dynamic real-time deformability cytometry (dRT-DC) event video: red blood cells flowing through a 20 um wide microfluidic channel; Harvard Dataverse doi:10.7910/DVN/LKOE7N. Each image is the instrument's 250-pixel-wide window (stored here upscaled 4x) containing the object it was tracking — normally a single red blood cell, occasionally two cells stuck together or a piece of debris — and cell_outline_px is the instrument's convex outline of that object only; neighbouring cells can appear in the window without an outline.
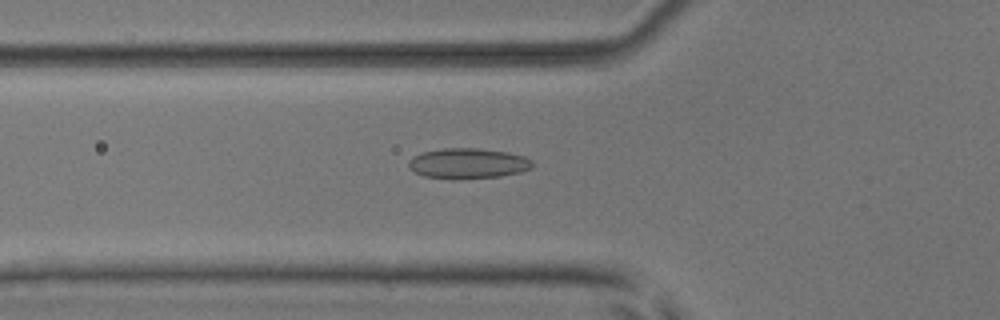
{"species": "common noctule bat (a hibernating species)", "species_latin": "Nyctalus noctula", "temperature_condition": "room temperature", "stored_images_in_passage": 53, "camera_frame_rate_fps": 3000, "um_per_image_px": 0.085, "animal": {"sex": "male", "body_mass_g": 17.9, "forearm_length_mm": 54.2}, "frame": {"image": 1, "passage_image": 19, "time_ms": 6.0, "image_size_px": [1000, 320], "cell_outline_px": [[536, 164], [532, 168], [520, 172], [500, 176], [452, 180], [424, 176], [408, 168], [408, 160], [412, 156], [420, 152], [444, 148], [476, 148], [508, 152], [524, 156], [532, 160]], "centroid_in_image_um": [39.76, 13.89], "position_along_channel_um": 86.0, "area_um2": 22.31}}
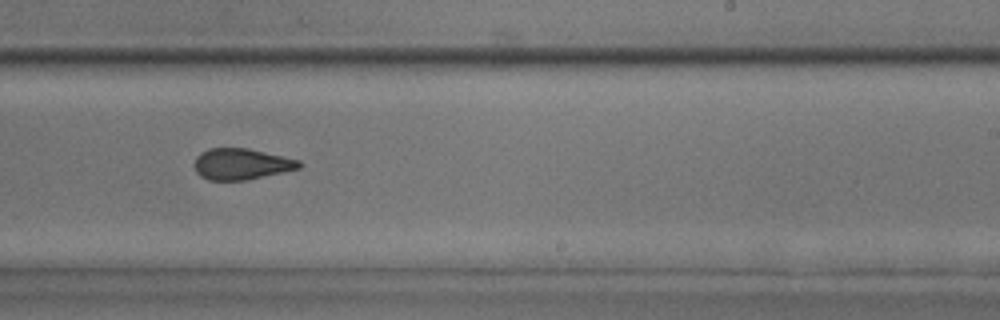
{"frame": {"image": 2, "passage_image": 33, "time_ms": 10.667, "image_size_px": [1000, 320], "cell_outline_px": [[304, 164], [300, 168], [244, 180], [208, 180], [200, 176], [196, 172], [192, 164], [196, 156], [200, 152], [208, 148], [248, 148], [300, 160]], "centroid_in_image_um": [20.47, 13.93], "position_along_channel_um": 268.5, "area_um2": 19.13}}
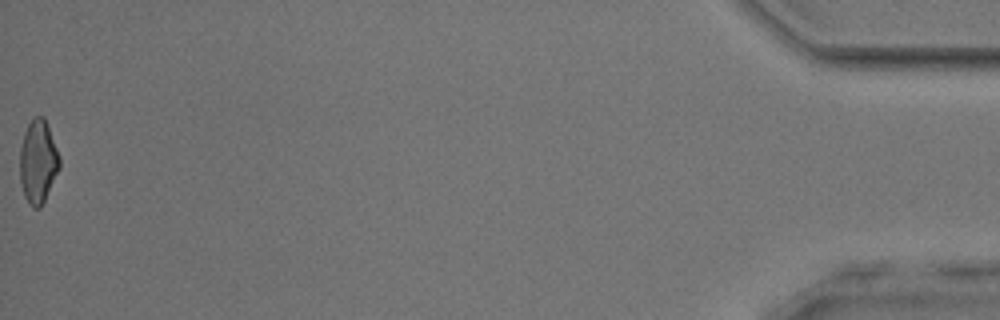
{"frame": {"image": 3, "passage_image": 53, "time_ms": 17.333, "image_size_px": [1000, 320], "cell_outline_px": [[60, 168], [40, 208], [32, 208], [28, 204], [24, 196], [20, 180], [20, 148], [24, 132], [28, 124], [36, 116], [44, 116], [60, 156]], "centroid_in_image_um": [3.23, 13.75], "position_along_channel_um": 432.0, "area_um2": 19.25}, "authors_computed_cell_mechanics": {"area_um2": 19.9988, "velocity_mm_per_s": 3.9191, "shape_relaxation_time_tau1_ms": null, "shape_relaxation_time_tau2_ms": 1.4038, "deformation_change_tau1": null, "deformation_change_tau2": 0.0831}}